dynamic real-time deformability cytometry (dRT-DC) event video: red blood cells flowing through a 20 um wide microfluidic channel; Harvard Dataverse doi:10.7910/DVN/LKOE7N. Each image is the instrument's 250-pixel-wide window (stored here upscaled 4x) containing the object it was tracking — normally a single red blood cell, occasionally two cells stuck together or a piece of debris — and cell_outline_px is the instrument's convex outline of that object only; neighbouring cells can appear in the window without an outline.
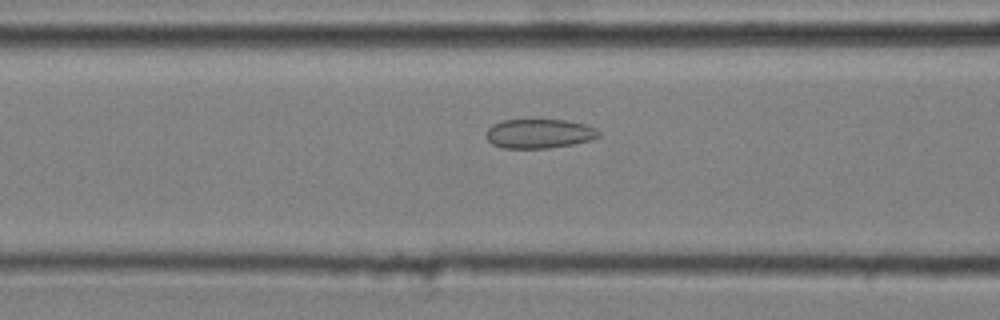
{"species": "common noctule bat (a hibernating species)", "species_latin": "Nyctalus noctula", "temperature_condition": "cold", "stored_images_in_passage": 16, "camera_frame_rate_fps": 3000, "um_per_image_px": 0.085, "animal": {"sex": "male", "body_mass_g": 20.4}, "frame": {"image": 1, "passage_image": 10, "time_ms": 3.0, "image_size_px": [1000, 320], "cell_outline_px": [[600, 136], [592, 140], [572, 144], [548, 148], [504, 148], [492, 144], [484, 136], [488, 128], [492, 124], [504, 120], [568, 120], [584, 124], [596, 128], [600, 132]], "centroid_in_image_um": [45.83, 11.36], "position_along_channel_um": 120.8, "area_um2": 19.31}}
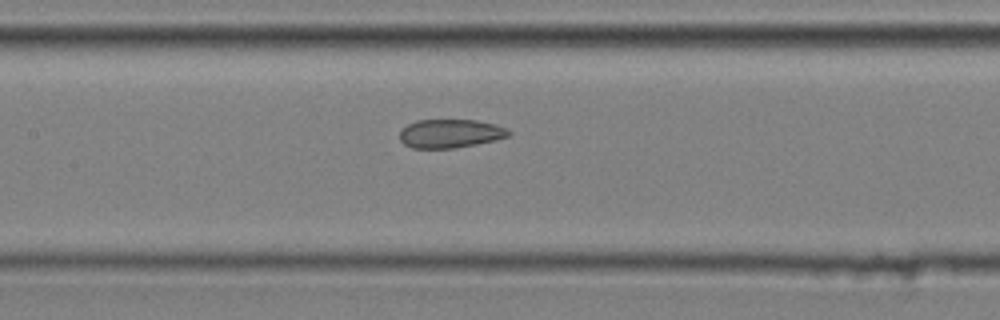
{"frame": {"image": 2, "passage_image": 14, "time_ms": 4.333, "image_size_px": [1000, 320], "cell_outline_px": [[512, 132], [508, 136], [496, 140], [476, 144], [452, 148], [412, 148], [404, 144], [400, 140], [400, 132], [408, 124], [416, 120], [476, 120], [496, 124], [508, 128]], "centroid_in_image_um": [38.3, 11.34], "position_along_channel_um": 169.1, "area_um2": 18.21}}